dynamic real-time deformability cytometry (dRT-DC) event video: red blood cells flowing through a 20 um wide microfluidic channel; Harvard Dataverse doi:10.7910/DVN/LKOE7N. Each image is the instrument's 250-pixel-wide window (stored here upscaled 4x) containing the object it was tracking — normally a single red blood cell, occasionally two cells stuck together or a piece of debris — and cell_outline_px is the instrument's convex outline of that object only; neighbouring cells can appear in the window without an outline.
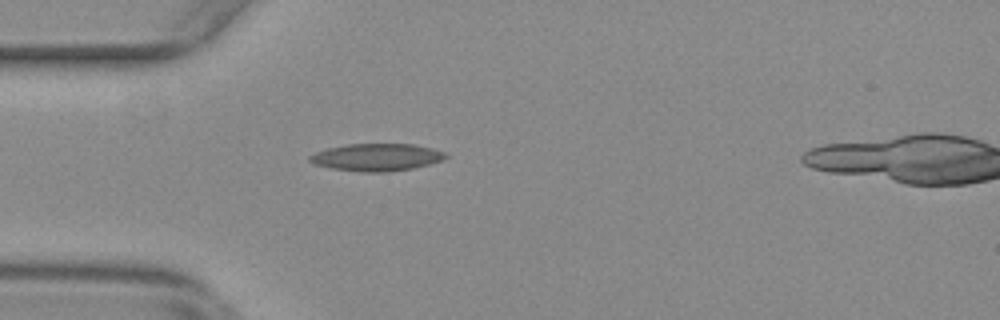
{"species": "common noctule bat (a hibernating species)", "species_latin": "Nyctalus noctula", "temperature_condition": "warm", "stored_images_in_passage": 45, "camera_frame_rate_fps": 3000, "um_per_image_px": 0.085, "animal": {"sex": "female", "body_mass_g": 29.2, "forearm_length_mm": 56.3}, "frame": {"image": 1, "passage_image": 7, "time_ms": 2.0, "image_size_px": [1000, 320], "cell_outline_px": [[448, 156], [444, 160], [412, 168], [388, 172], [360, 172], [332, 168], [316, 164], [308, 160], [308, 156], [316, 152], [328, 148], [348, 144], [412, 144], [432, 148], [444, 152]], "centroid_in_image_um": [32.02, 13.36], "position_along_channel_um": 53.0, "area_um2": 21.56}}
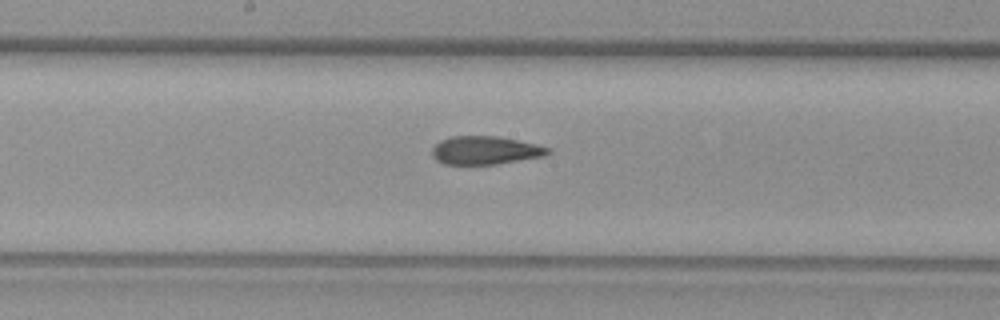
{"frame": {"image": 2, "passage_image": 20, "time_ms": 6.333, "image_size_px": [1000, 320], "cell_outline_px": [[552, 152], [544, 156], [496, 164], [444, 164], [436, 160], [432, 156], [432, 148], [440, 140], [452, 136], [496, 136], [536, 144], [552, 148]], "centroid_in_image_um": [41.25, 12.78], "position_along_channel_um": 206.9, "area_um2": 19.07}}
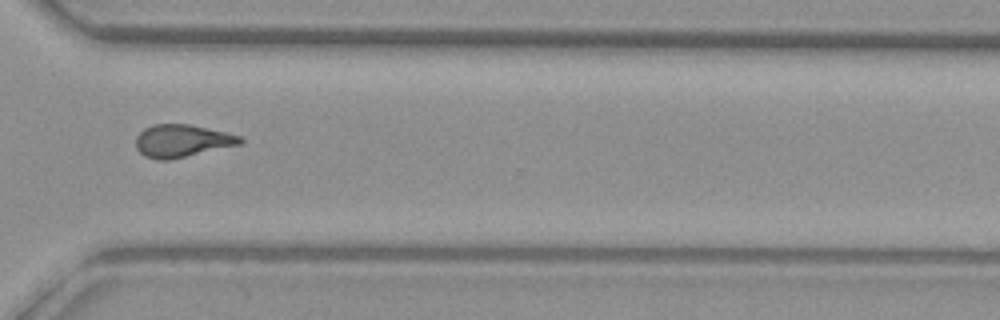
{"frame": {"image": 3, "passage_image": 32, "time_ms": 10.333, "image_size_px": [1000, 320], "cell_outline_px": [[244, 144], [168, 160], [156, 160], [144, 156], [136, 148], [136, 136], [144, 128], [152, 124], [188, 124], [224, 132], [240, 136], [244, 140]], "centroid_in_image_um": [15.47, 11.98], "position_along_channel_um": 355.1, "area_um2": 19.88}}